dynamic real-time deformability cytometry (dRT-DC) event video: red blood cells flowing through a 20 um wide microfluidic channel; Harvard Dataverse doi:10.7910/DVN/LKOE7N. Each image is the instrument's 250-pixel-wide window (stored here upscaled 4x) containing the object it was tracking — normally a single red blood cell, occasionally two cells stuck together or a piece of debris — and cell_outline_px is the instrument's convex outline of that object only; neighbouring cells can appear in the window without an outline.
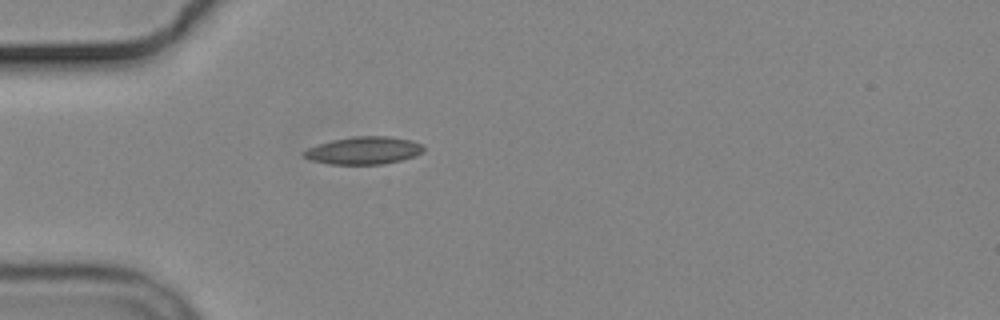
{"species": "common noctule bat (a hibernating species)", "species_latin": "Nyctalus noctula", "temperature_condition": "cold", "stored_images_in_passage": 5, "camera_frame_rate_fps": 3000, "um_per_image_px": 0.085, "animal": {"sex": "male", "body_mass_g": 19.2, "forearm_length_mm": 51.8}, "frame": {"image": 1, "passage_image": 5, "time_ms": 4.667, "image_size_px": [1000, 320], "cell_outline_px": [[424, 152], [416, 156], [384, 164], [328, 164], [308, 160], [300, 152], [308, 148], [332, 140], [352, 136], [388, 136], [412, 140], [420, 144], [424, 148]], "centroid_in_image_um": [30.91, 12.79], "position_along_channel_um": 54.1, "area_um2": 19.36}}